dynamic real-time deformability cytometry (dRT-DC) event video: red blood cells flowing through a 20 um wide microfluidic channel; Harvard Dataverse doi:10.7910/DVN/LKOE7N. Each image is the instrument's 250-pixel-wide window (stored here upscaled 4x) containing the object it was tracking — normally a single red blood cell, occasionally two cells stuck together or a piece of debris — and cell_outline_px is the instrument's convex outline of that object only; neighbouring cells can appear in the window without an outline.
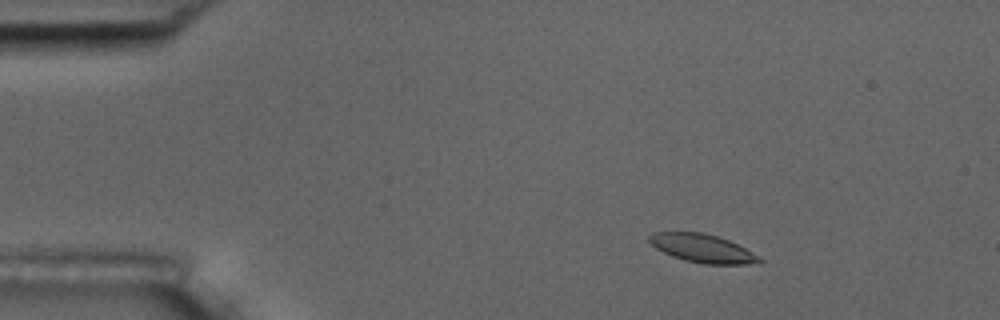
{"species": "common noctule bat (a hibernating species)", "species_latin": "Nyctalus noctula", "temperature_condition": "room temperature", "stored_images_in_passage": 5, "camera_frame_rate_fps": 3000, "um_per_image_px": 0.085, "animal": {"sex": "male", "body_mass_g": 17.5, "forearm_length_mm": 52.3}, "frame": {"image": 1, "passage_image": 2, "time_ms": 2.0, "image_size_px": [1000, 320], "cell_outline_px": [[764, 260], [760, 264], [704, 264], [684, 260], [672, 256], [656, 248], [648, 240], [648, 236], [652, 232], [704, 232], [728, 240], [760, 256]], "centroid_in_image_um": [59.73, 21.11], "position_along_channel_um": 25.3, "area_um2": 18.21}}
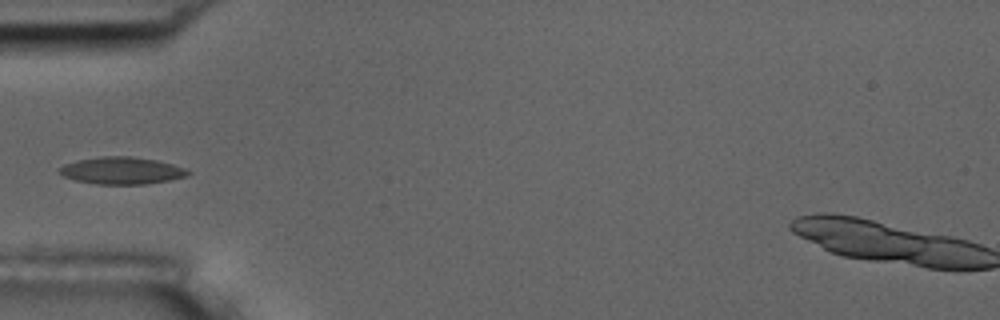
{"frame": {"image": 2, "passage_image": 5, "time_ms": 5.333, "image_size_px": [1000, 320], "cell_outline_px": [[192, 172], [188, 176], [168, 180], [144, 184], [96, 184], [76, 180], [64, 176], [60, 172], [60, 168], [64, 164], [76, 160], [100, 156], [132, 156], [156, 160], [172, 164], [184, 168]], "centroid_in_image_um": [10.36, 14.49], "position_along_channel_um": 74.6, "area_um2": 20.23}}